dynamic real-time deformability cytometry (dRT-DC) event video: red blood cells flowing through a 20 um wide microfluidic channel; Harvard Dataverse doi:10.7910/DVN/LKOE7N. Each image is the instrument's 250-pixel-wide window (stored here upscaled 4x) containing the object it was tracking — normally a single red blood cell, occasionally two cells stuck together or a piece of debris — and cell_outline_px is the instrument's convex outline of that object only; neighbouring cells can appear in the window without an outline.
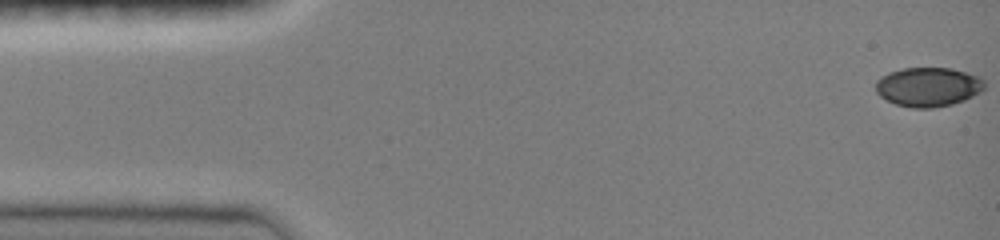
{"species": "common noctule bat (a hibernating species)", "species_latin": "Nyctalus noctula", "temperature_condition": "room temperature", "stored_images_in_passage": 47, "camera_frame_rate_fps": 3000, "um_per_image_px": 0.085, "animal": {"sex": "female", "body_mass_g": 19.0, "forearm_length_mm": 51.5}, "frame": {"image": 1, "passage_image": 1, "time_ms": 0.0, "image_size_px": [1000, 240], "cell_outline_px": [[984, 88], [980, 92], [964, 100], [952, 104], [932, 108], [912, 108], [896, 104], [880, 96], [876, 92], [876, 80], [880, 76], [888, 72], [900, 68], [952, 68], [980, 76], [984, 80]], "centroid_in_image_um": [78.89, 7.37], "position_along_channel_um": 6.1, "area_um2": 25.03}}
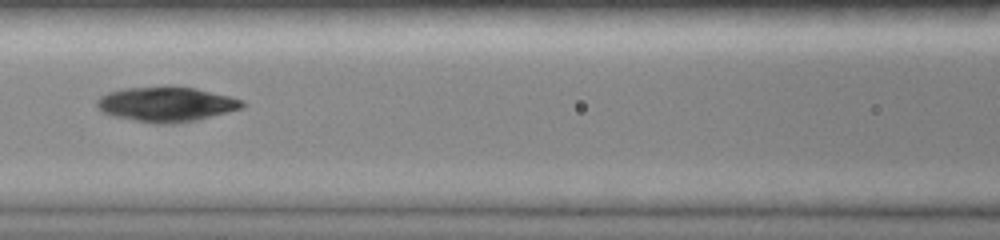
{"frame": {"image": 2, "passage_image": 21, "time_ms": 6.667, "image_size_px": [1000, 240], "cell_outline_px": [[244, 108], [196, 120], [176, 124], [156, 124], [112, 116], [100, 112], [96, 104], [96, 100], [100, 96], [108, 92], [124, 88], [172, 84], [196, 88], [244, 100]], "centroid_in_image_um": [14.11, 8.84], "position_along_channel_um": 152.5, "area_um2": 30.23}}
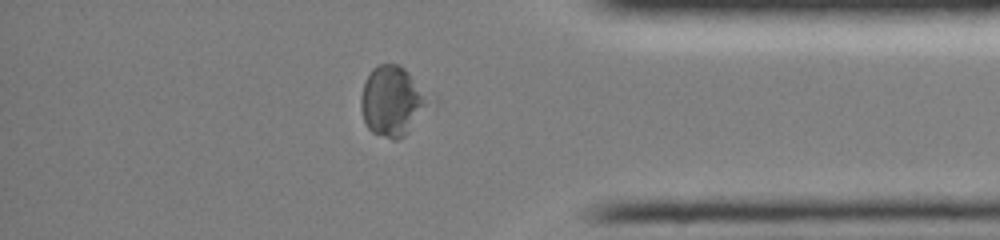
{"frame": {"image": 3, "passage_image": 40, "time_ms": 13.0, "image_size_px": [1000, 240], "cell_outline_px": [[440, 104], [404, 136], [396, 140], [392, 140], [372, 132], [368, 128], [364, 120], [360, 108], [360, 96], [364, 84], [372, 68], [376, 64], [400, 64], [436, 96], [440, 100]], "centroid_in_image_um": [33.55, 8.6], "position_along_channel_um": 401.7, "area_um2": 29.88}, "authors_computed_cell_mechanics": {"area_um2": 29.0734, "velocity_mm_per_s": 4.0781, "shape_relaxation_time_tau1_ms": 3.4719, "shape_relaxation_time_tau2_ms": 11.1511, "deformation_change_tau1": 0.1185, "deformation_change_tau2": 0.165}}